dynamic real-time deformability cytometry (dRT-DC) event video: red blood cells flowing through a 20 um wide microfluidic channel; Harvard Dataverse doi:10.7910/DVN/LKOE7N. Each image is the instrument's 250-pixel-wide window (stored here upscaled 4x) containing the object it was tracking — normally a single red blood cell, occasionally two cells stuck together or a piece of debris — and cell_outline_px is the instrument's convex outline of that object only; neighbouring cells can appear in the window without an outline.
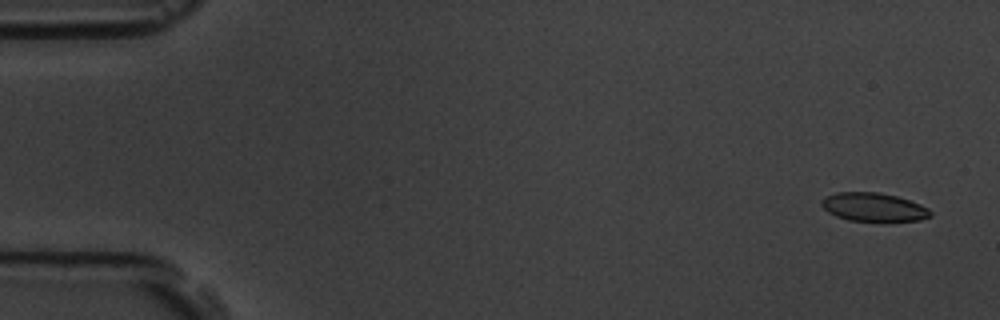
{"species": "common noctule bat (a hibernating species)", "species_latin": "Nyctalus noctula", "temperature_condition": "room temperature", "stored_images_in_passage": 6, "camera_frame_rate_fps": 3000, "um_per_image_px": 0.085, "animal": {"sex": "male", "body_mass_g": 19.5, "forearm_length_mm": 54.6}, "frame": {"image": 1, "passage_image": 1, "time_ms": 0.0, "image_size_px": [1000, 320], "cell_outline_px": [[932, 216], [920, 220], [848, 220], [836, 216], [828, 212], [820, 204], [820, 200], [824, 196], [836, 192], [880, 192], [896, 196], [920, 204], [928, 208], [932, 212]], "centroid_in_image_um": [74.22, 17.58], "position_along_channel_um": 10.8, "area_um2": 17.98}}
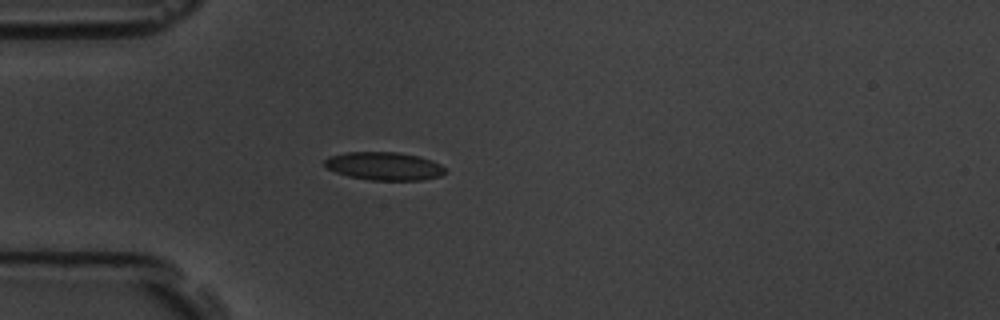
{"frame": {"image": 2, "passage_image": 5, "time_ms": 4.667, "image_size_px": [1000, 320], "cell_outline_px": [[448, 172], [440, 176], [420, 180], [372, 180], [348, 176], [336, 172], [328, 168], [324, 164], [324, 160], [328, 156], [344, 152], [396, 152], [420, 156], [432, 160], [440, 164]], "centroid_in_image_um": [32.66, 14.11], "position_along_channel_um": 52.3, "area_um2": 19.83}}